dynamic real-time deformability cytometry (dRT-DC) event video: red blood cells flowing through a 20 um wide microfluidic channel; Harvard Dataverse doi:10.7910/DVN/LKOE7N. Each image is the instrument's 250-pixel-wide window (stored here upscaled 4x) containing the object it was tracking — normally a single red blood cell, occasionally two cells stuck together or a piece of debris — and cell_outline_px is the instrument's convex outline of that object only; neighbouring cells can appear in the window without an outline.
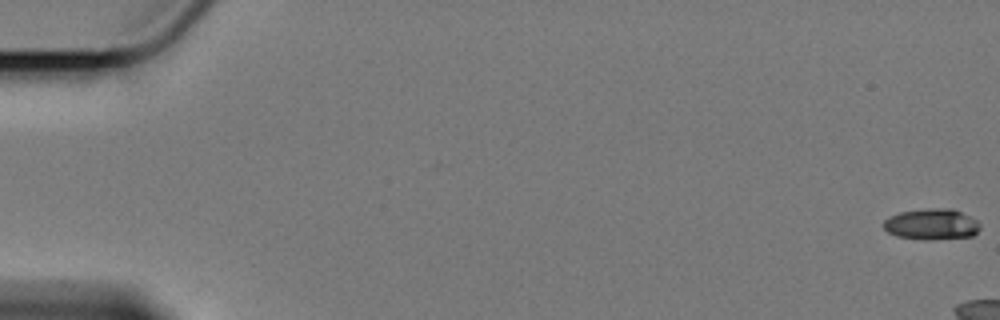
{"species": "Egyptian fruit bat (a non-hibernating species)", "species_latin": "Rousettus aegyptiacus", "temperature_condition": "cold", "stored_images_in_passage": 10, "camera_frame_rate_fps": 3000, "um_per_image_px": 0.085, "animal": {"sex": "female"}, "frame": {"image": 1, "passage_image": 1, "time_ms": 0.0, "image_size_px": [1000, 320], "cell_outline_px": [[980, 228], [972, 236], [896, 236], [888, 232], [884, 228], [884, 220], [888, 216], [900, 212], [928, 208], [952, 208], [976, 220], [980, 224]], "centroid_in_image_um": [79.16, 18.98], "position_along_channel_um": 5.8, "area_um2": 16.24}}